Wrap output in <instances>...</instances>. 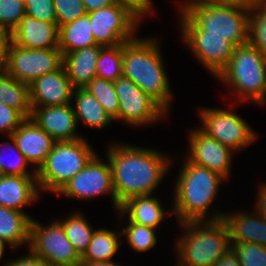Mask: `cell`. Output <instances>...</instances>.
I'll use <instances>...</instances> for the list:
<instances>
[{"label":"cell","instance_id":"obj_1","mask_svg":"<svg viewBox=\"0 0 266 266\" xmlns=\"http://www.w3.org/2000/svg\"><path fill=\"white\" fill-rule=\"evenodd\" d=\"M111 145L106 154L119 210L120 205L131 197L154 193L172 161L154 149L123 143Z\"/></svg>","mask_w":266,"mask_h":266},{"label":"cell","instance_id":"obj_2","mask_svg":"<svg viewBox=\"0 0 266 266\" xmlns=\"http://www.w3.org/2000/svg\"><path fill=\"white\" fill-rule=\"evenodd\" d=\"M180 6L182 30H204L235 47L249 43L250 7L219 0H189Z\"/></svg>","mask_w":266,"mask_h":266},{"label":"cell","instance_id":"obj_3","mask_svg":"<svg viewBox=\"0 0 266 266\" xmlns=\"http://www.w3.org/2000/svg\"><path fill=\"white\" fill-rule=\"evenodd\" d=\"M183 163L175 185L174 208L167 213L176 215L178 223L221 220L225 213L219 211L209 219L205 216L217 196L221 182L226 178L187 159Z\"/></svg>","mask_w":266,"mask_h":266},{"label":"cell","instance_id":"obj_4","mask_svg":"<svg viewBox=\"0 0 266 266\" xmlns=\"http://www.w3.org/2000/svg\"><path fill=\"white\" fill-rule=\"evenodd\" d=\"M159 48L155 38L136 37L123 43L122 71L167 112L172 97Z\"/></svg>","mask_w":266,"mask_h":266},{"label":"cell","instance_id":"obj_5","mask_svg":"<svg viewBox=\"0 0 266 266\" xmlns=\"http://www.w3.org/2000/svg\"><path fill=\"white\" fill-rule=\"evenodd\" d=\"M180 224L184 235L175 247L179 259L177 266H213L231 250L229 231L222 219Z\"/></svg>","mask_w":266,"mask_h":266},{"label":"cell","instance_id":"obj_6","mask_svg":"<svg viewBox=\"0 0 266 266\" xmlns=\"http://www.w3.org/2000/svg\"><path fill=\"white\" fill-rule=\"evenodd\" d=\"M217 77L236 92L240 102L266 103V56L250 42L234 48L229 63Z\"/></svg>","mask_w":266,"mask_h":266},{"label":"cell","instance_id":"obj_7","mask_svg":"<svg viewBox=\"0 0 266 266\" xmlns=\"http://www.w3.org/2000/svg\"><path fill=\"white\" fill-rule=\"evenodd\" d=\"M85 138L56 141L37 171L39 189L58 193L96 154Z\"/></svg>","mask_w":266,"mask_h":266},{"label":"cell","instance_id":"obj_8","mask_svg":"<svg viewBox=\"0 0 266 266\" xmlns=\"http://www.w3.org/2000/svg\"><path fill=\"white\" fill-rule=\"evenodd\" d=\"M62 66L63 54L59 48H24L7 38L3 70L12 78L29 85L35 79L55 72Z\"/></svg>","mask_w":266,"mask_h":266},{"label":"cell","instance_id":"obj_9","mask_svg":"<svg viewBox=\"0 0 266 266\" xmlns=\"http://www.w3.org/2000/svg\"><path fill=\"white\" fill-rule=\"evenodd\" d=\"M87 14L95 42L102 46L121 45L134 39L138 23L142 20L117 2Z\"/></svg>","mask_w":266,"mask_h":266},{"label":"cell","instance_id":"obj_10","mask_svg":"<svg viewBox=\"0 0 266 266\" xmlns=\"http://www.w3.org/2000/svg\"><path fill=\"white\" fill-rule=\"evenodd\" d=\"M29 247L33 254L46 263L81 266V257L68 240L58 220L44 227L32 219Z\"/></svg>","mask_w":266,"mask_h":266},{"label":"cell","instance_id":"obj_11","mask_svg":"<svg viewBox=\"0 0 266 266\" xmlns=\"http://www.w3.org/2000/svg\"><path fill=\"white\" fill-rule=\"evenodd\" d=\"M199 114L203 124L200 129L233 151L250 145L257 138L242 117L227 109L202 108Z\"/></svg>","mask_w":266,"mask_h":266},{"label":"cell","instance_id":"obj_12","mask_svg":"<svg viewBox=\"0 0 266 266\" xmlns=\"http://www.w3.org/2000/svg\"><path fill=\"white\" fill-rule=\"evenodd\" d=\"M119 99V120L133 126L151 124L166 111L131 79L121 76L114 81Z\"/></svg>","mask_w":266,"mask_h":266},{"label":"cell","instance_id":"obj_13","mask_svg":"<svg viewBox=\"0 0 266 266\" xmlns=\"http://www.w3.org/2000/svg\"><path fill=\"white\" fill-rule=\"evenodd\" d=\"M105 164L95 154L87 165L57 193L71 198L89 200L102 194H111L114 208L118 211L109 160Z\"/></svg>","mask_w":266,"mask_h":266},{"label":"cell","instance_id":"obj_14","mask_svg":"<svg viewBox=\"0 0 266 266\" xmlns=\"http://www.w3.org/2000/svg\"><path fill=\"white\" fill-rule=\"evenodd\" d=\"M182 39L196 58L215 75L229 63L235 46L223 37L205 36L204 30H181Z\"/></svg>","mask_w":266,"mask_h":266},{"label":"cell","instance_id":"obj_15","mask_svg":"<svg viewBox=\"0 0 266 266\" xmlns=\"http://www.w3.org/2000/svg\"><path fill=\"white\" fill-rule=\"evenodd\" d=\"M189 148V155L185 159L215 171L224 178L230 175L231 156L234 152L231 148L222 145L199 128L191 130Z\"/></svg>","mask_w":266,"mask_h":266},{"label":"cell","instance_id":"obj_16","mask_svg":"<svg viewBox=\"0 0 266 266\" xmlns=\"http://www.w3.org/2000/svg\"><path fill=\"white\" fill-rule=\"evenodd\" d=\"M32 108L33 121L55 141H73L83 138L75 133L78 123L71 104Z\"/></svg>","mask_w":266,"mask_h":266},{"label":"cell","instance_id":"obj_17","mask_svg":"<svg viewBox=\"0 0 266 266\" xmlns=\"http://www.w3.org/2000/svg\"><path fill=\"white\" fill-rule=\"evenodd\" d=\"M29 87L32 107L71 104L75 89L64 66L35 79Z\"/></svg>","mask_w":266,"mask_h":266},{"label":"cell","instance_id":"obj_18","mask_svg":"<svg viewBox=\"0 0 266 266\" xmlns=\"http://www.w3.org/2000/svg\"><path fill=\"white\" fill-rule=\"evenodd\" d=\"M17 148L36 171L44 164L56 141L32 118H26L10 136Z\"/></svg>","mask_w":266,"mask_h":266},{"label":"cell","instance_id":"obj_19","mask_svg":"<svg viewBox=\"0 0 266 266\" xmlns=\"http://www.w3.org/2000/svg\"><path fill=\"white\" fill-rule=\"evenodd\" d=\"M17 46L24 48H59V27L57 22L40 21L27 14L7 37Z\"/></svg>","mask_w":266,"mask_h":266},{"label":"cell","instance_id":"obj_20","mask_svg":"<svg viewBox=\"0 0 266 266\" xmlns=\"http://www.w3.org/2000/svg\"><path fill=\"white\" fill-rule=\"evenodd\" d=\"M39 194L37 176H0V206L24 212L22 208Z\"/></svg>","mask_w":266,"mask_h":266},{"label":"cell","instance_id":"obj_21","mask_svg":"<svg viewBox=\"0 0 266 266\" xmlns=\"http://www.w3.org/2000/svg\"><path fill=\"white\" fill-rule=\"evenodd\" d=\"M103 47L94 44L63 55V66L74 88H84L96 78V64Z\"/></svg>","mask_w":266,"mask_h":266},{"label":"cell","instance_id":"obj_22","mask_svg":"<svg viewBox=\"0 0 266 266\" xmlns=\"http://www.w3.org/2000/svg\"><path fill=\"white\" fill-rule=\"evenodd\" d=\"M230 243L251 242L266 247V219L257 211L251 214H224Z\"/></svg>","mask_w":266,"mask_h":266},{"label":"cell","instance_id":"obj_23","mask_svg":"<svg viewBox=\"0 0 266 266\" xmlns=\"http://www.w3.org/2000/svg\"><path fill=\"white\" fill-rule=\"evenodd\" d=\"M117 212L121 216L128 214L130 222L154 229L159 227L164 215H169L165 214L160 200L155 196L152 197V194L129 198L120 205Z\"/></svg>","mask_w":266,"mask_h":266},{"label":"cell","instance_id":"obj_24","mask_svg":"<svg viewBox=\"0 0 266 266\" xmlns=\"http://www.w3.org/2000/svg\"><path fill=\"white\" fill-rule=\"evenodd\" d=\"M31 221L32 217L25 212L0 206V243L13 249L29 245Z\"/></svg>","mask_w":266,"mask_h":266},{"label":"cell","instance_id":"obj_25","mask_svg":"<svg viewBox=\"0 0 266 266\" xmlns=\"http://www.w3.org/2000/svg\"><path fill=\"white\" fill-rule=\"evenodd\" d=\"M72 97L76 107L74 111L77 123L82 120L88 127L102 129L113 122L98 100L86 89L75 88Z\"/></svg>","mask_w":266,"mask_h":266},{"label":"cell","instance_id":"obj_26","mask_svg":"<svg viewBox=\"0 0 266 266\" xmlns=\"http://www.w3.org/2000/svg\"><path fill=\"white\" fill-rule=\"evenodd\" d=\"M96 44L88 14L59 27V49L62 54Z\"/></svg>","mask_w":266,"mask_h":266},{"label":"cell","instance_id":"obj_27","mask_svg":"<svg viewBox=\"0 0 266 266\" xmlns=\"http://www.w3.org/2000/svg\"><path fill=\"white\" fill-rule=\"evenodd\" d=\"M0 102L18 110L25 118H31L30 87L0 70Z\"/></svg>","mask_w":266,"mask_h":266},{"label":"cell","instance_id":"obj_28","mask_svg":"<svg viewBox=\"0 0 266 266\" xmlns=\"http://www.w3.org/2000/svg\"><path fill=\"white\" fill-rule=\"evenodd\" d=\"M119 233L108 229L100 228L95 230L91 241L84 255L81 257L82 262H107L112 261V256L119 249Z\"/></svg>","mask_w":266,"mask_h":266},{"label":"cell","instance_id":"obj_29","mask_svg":"<svg viewBox=\"0 0 266 266\" xmlns=\"http://www.w3.org/2000/svg\"><path fill=\"white\" fill-rule=\"evenodd\" d=\"M64 229L65 235L73 245L80 257L86 252L95 231L81 214H71L63 221H59Z\"/></svg>","mask_w":266,"mask_h":266},{"label":"cell","instance_id":"obj_30","mask_svg":"<svg viewBox=\"0 0 266 266\" xmlns=\"http://www.w3.org/2000/svg\"><path fill=\"white\" fill-rule=\"evenodd\" d=\"M123 44L104 46L96 64V78L115 81L123 75Z\"/></svg>","mask_w":266,"mask_h":266},{"label":"cell","instance_id":"obj_31","mask_svg":"<svg viewBox=\"0 0 266 266\" xmlns=\"http://www.w3.org/2000/svg\"><path fill=\"white\" fill-rule=\"evenodd\" d=\"M84 89L98 100L113 120H119V99L113 81L93 78Z\"/></svg>","mask_w":266,"mask_h":266},{"label":"cell","instance_id":"obj_32","mask_svg":"<svg viewBox=\"0 0 266 266\" xmlns=\"http://www.w3.org/2000/svg\"><path fill=\"white\" fill-rule=\"evenodd\" d=\"M122 234H126L127 241L132 249L137 252H146L157 243L156 229L129 221L126 228H122Z\"/></svg>","mask_w":266,"mask_h":266},{"label":"cell","instance_id":"obj_33","mask_svg":"<svg viewBox=\"0 0 266 266\" xmlns=\"http://www.w3.org/2000/svg\"><path fill=\"white\" fill-rule=\"evenodd\" d=\"M249 42L266 56V3L250 8Z\"/></svg>","mask_w":266,"mask_h":266},{"label":"cell","instance_id":"obj_34","mask_svg":"<svg viewBox=\"0 0 266 266\" xmlns=\"http://www.w3.org/2000/svg\"><path fill=\"white\" fill-rule=\"evenodd\" d=\"M25 15V4L20 0H0V32L8 37Z\"/></svg>","mask_w":266,"mask_h":266},{"label":"cell","instance_id":"obj_35","mask_svg":"<svg viewBox=\"0 0 266 266\" xmlns=\"http://www.w3.org/2000/svg\"><path fill=\"white\" fill-rule=\"evenodd\" d=\"M9 139L11 140L12 143H2L0 144V147L1 146H9V150L11 149V154H17L16 156H14V160L12 159V156H11V160L7 159L6 160V156H4L3 152L1 153V148H0V169H1V175H13V176H37V171L36 170H33V174L29 173L26 166H27V163H29L27 161V159L23 156V154L19 151V149L17 148V145L15 143V141L9 137ZM13 144V146H12ZM15 150V151H14ZM5 151V150H3ZM13 151V153H12Z\"/></svg>","mask_w":266,"mask_h":266},{"label":"cell","instance_id":"obj_36","mask_svg":"<svg viewBox=\"0 0 266 266\" xmlns=\"http://www.w3.org/2000/svg\"><path fill=\"white\" fill-rule=\"evenodd\" d=\"M241 266H266V247L251 242L231 244Z\"/></svg>","mask_w":266,"mask_h":266},{"label":"cell","instance_id":"obj_37","mask_svg":"<svg viewBox=\"0 0 266 266\" xmlns=\"http://www.w3.org/2000/svg\"><path fill=\"white\" fill-rule=\"evenodd\" d=\"M58 27L87 14L82 0H53Z\"/></svg>","mask_w":266,"mask_h":266},{"label":"cell","instance_id":"obj_38","mask_svg":"<svg viewBox=\"0 0 266 266\" xmlns=\"http://www.w3.org/2000/svg\"><path fill=\"white\" fill-rule=\"evenodd\" d=\"M25 11L28 16L37 20L56 22L53 0H28L25 3Z\"/></svg>","mask_w":266,"mask_h":266},{"label":"cell","instance_id":"obj_39","mask_svg":"<svg viewBox=\"0 0 266 266\" xmlns=\"http://www.w3.org/2000/svg\"><path fill=\"white\" fill-rule=\"evenodd\" d=\"M26 118L16 109L0 102V131L10 137Z\"/></svg>","mask_w":266,"mask_h":266},{"label":"cell","instance_id":"obj_40","mask_svg":"<svg viewBox=\"0 0 266 266\" xmlns=\"http://www.w3.org/2000/svg\"><path fill=\"white\" fill-rule=\"evenodd\" d=\"M115 2L128 7L140 19L152 11L151 0H114Z\"/></svg>","mask_w":266,"mask_h":266},{"label":"cell","instance_id":"obj_41","mask_svg":"<svg viewBox=\"0 0 266 266\" xmlns=\"http://www.w3.org/2000/svg\"><path fill=\"white\" fill-rule=\"evenodd\" d=\"M45 263L41 258L29 251L26 256L8 261L5 266H45Z\"/></svg>","mask_w":266,"mask_h":266},{"label":"cell","instance_id":"obj_42","mask_svg":"<svg viewBox=\"0 0 266 266\" xmlns=\"http://www.w3.org/2000/svg\"><path fill=\"white\" fill-rule=\"evenodd\" d=\"M87 13L96 11L115 3L114 0H82Z\"/></svg>","mask_w":266,"mask_h":266},{"label":"cell","instance_id":"obj_43","mask_svg":"<svg viewBox=\"0 0 266 266\" xmlns=\"http://www.w3.org/2000/svg\"><path fill=\"white\" fill-rule=\"evenodd\" d=\"M263 186H260V189L258 190V198H257V204H256V210L262 217L266 219V184H262Z\"/></svg>","mask_w":266,"mask_h":266},{"label":"cell","instance_id":"obj_44","mask_svg":"<svg viewBox=\"0 0 266 266\" xmlns=\"http://www.w3.org/2000/svg\"><path fill=\"white\" fill-rule=\"evenodd\" d=\"M213 266H241L237 256L230 250L225 256L215 262Z\"/></svg>","mask_w":266,"mask_h":266},{"label":"cell","instance_id":"obj_45","mask_svg":"<svg viewBox=\"0 0 266 266\" xmlns=\"http://www.w3.org/2000/svg\"><path fill=\"white\" fill-rule=\"evenodd\" d=\"M7 36L0 32V70L4 69V50Z\"/></svg>","mask_w":266,"mask_h":266},{"label":"cell","instance_id":"obj_46","mask_svg":"<svg viewBox=\"0 0 266 266\" xmlns=\"http://www.w3.org/2000/svg\"><path fill=\"white\" fill-rule=\"evenodd\" d=\"M81 266H122V265H118L113 261H107V262H81Z\"/></svg>","mask_w":266,"mask_h":266},{"label":"cell","instance_id":"obj_47","mask_svg":"<svg viewBox=\"0 0 266 266\" xmlns=\"http://www.w3.org/2000/svg\"><path fill=\"white\" fill-rule=\"evenodd\" d=\"M223 2L237 3L248 7H253V0H219Z\"/></svg>","mask_w":266,"mask_h":266},{"label":"cell","instance_id":"obj_48","mask_svg":"<svg viewBox=\"0 0 266 266\" xmlns=\"http://www.w3.org/2000/svg\"><path fill=\"white\" fill-rule=\"evenodd\" d=\"M4 251H5V246H3V245L0 243V260H1V258L3 257Z\"/></svg>","mask_w":266,"mask_h":266},{"label":"cell","instance_id":"obj_49","mask_svg":"<svg viewBox=\"0 0 266 266\" xmlns=\"http://www.w3.org/2000/svg\"><path fill=\"white\" fill-rule=\"evenodd\" d=\"M261 3H266V0H253V6Z\"/></svg>","mask_w":266,"mask_h":266},{"label":"cell","instance_id":"obj_50","mask_svg":"<svg viewBox=\"0 0 266 266\" xmlns=\"http://www.w3.org/2000/svg\"><path fill=\"white\" fill-rule=\"evenodd\" d=\"M45 266H71V265H65V264H49V263H45Z\"/></svg>","mask_w":266,"mask_h":266},{"label":"cell","instance_id":"obj_51","mask_svg":"<svg viewBox=\"0 0 266 266\" xmlns=\"http://www.w3.org/2000/svg\"><path fill=\"white\" fill-rule=\"evenodd\" d=\"M21 2H23L24 4L28 1V0H20Z\"/></svg>","mask_w":266,"mask_h":266}]
</instances>
